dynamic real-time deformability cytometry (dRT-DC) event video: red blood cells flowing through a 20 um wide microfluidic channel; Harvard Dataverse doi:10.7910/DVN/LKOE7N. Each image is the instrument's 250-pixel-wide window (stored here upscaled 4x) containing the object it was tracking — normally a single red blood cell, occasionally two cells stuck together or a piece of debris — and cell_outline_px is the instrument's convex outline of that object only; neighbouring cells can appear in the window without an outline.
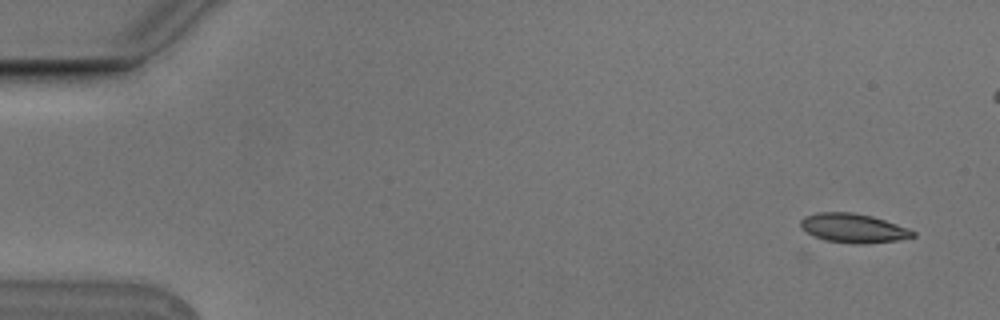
{"species": "Egyptian fruit bat (a non-hibernating species)", "species_latin": "Rousettus aegyptiacus", "temperature_condition": "cold", "stored_images_in_passage": 8, "camera_frame_rate_fps": 3000, "um_per_image_px": 0.085, "animal": {"sex": "male"}, "frame": {"image": 1, "passage_image": 3, "time_ms": 0.667, "image_size_px": [1000, 320], "cell_outline_px": [[916, 236], [896, 240], [860, 244], [856, 244], [824, 240], [800, 228], [800, 220], [804, 216], [816, 212], [852, 212], [872, 216], [908, 228], [916, 232]], "centroid_in_image_um": [72.51, 19.38], "position_along_channel_um": 12.5, "area_um2": 18.96}}